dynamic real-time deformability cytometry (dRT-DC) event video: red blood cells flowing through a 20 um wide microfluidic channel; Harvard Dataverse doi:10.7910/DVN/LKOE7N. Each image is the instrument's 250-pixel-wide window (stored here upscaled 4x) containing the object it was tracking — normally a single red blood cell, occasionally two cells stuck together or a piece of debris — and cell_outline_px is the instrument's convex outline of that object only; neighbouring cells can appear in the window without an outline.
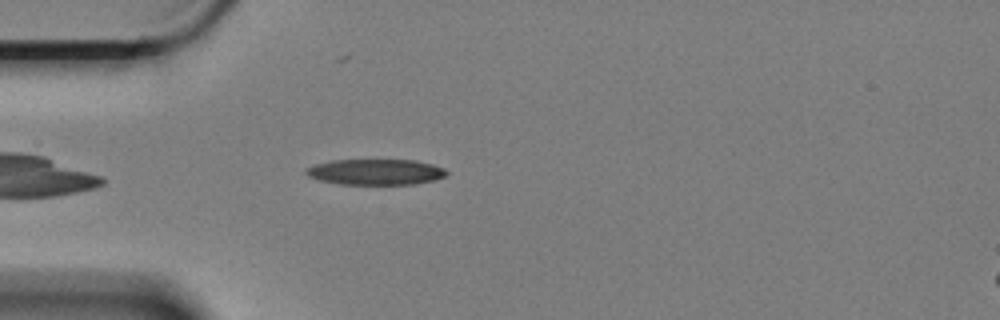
{"species": "Egyptian fruit bat (a non-hibernating species)", "species_latin": "Rousettus aegyptiacus", "temperature_condition": "cold", "stored_images_in_passage": 4, "camera_frame_rate_fps": 3000, "um_per_image_px": 0.085, "animal": {"sex": "female"}, "frame": {"image": 1, "passage_image": 4, "time_ms": 1.0, "image_size_px": [1000, 320], "cell_outline_px": [[448, 176], [436, 180], [416, 184], [340, 184], [320, 180], [308, 176], [304, 172], [304, 168], [316, 164], [332, 160], [416, 160], [432, 164], [444, 168], [448, 172]], "centroid_in_image_um": [31.96, 14.62], "position_along_channel_um": 53.0, "area_um2": 21.27}}